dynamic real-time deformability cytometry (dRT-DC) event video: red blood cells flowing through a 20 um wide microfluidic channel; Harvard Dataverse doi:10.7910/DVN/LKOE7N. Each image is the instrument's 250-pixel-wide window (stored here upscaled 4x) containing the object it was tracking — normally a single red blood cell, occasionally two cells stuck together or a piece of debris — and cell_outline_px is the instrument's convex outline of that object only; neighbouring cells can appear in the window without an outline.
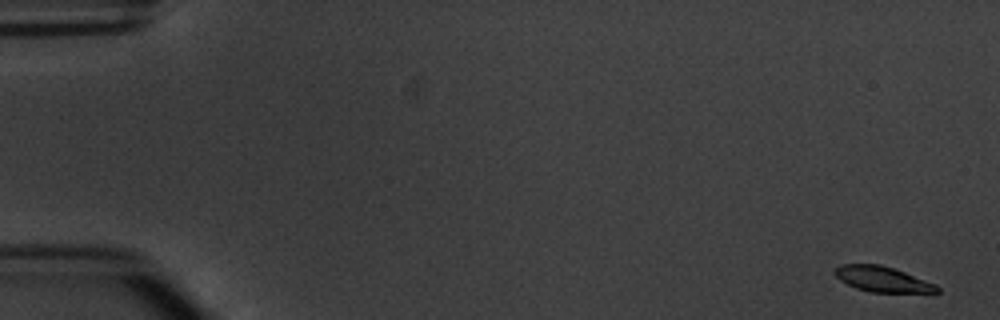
{"species": "common noctule bat (a hibernating species)", "species_latin": "Nyctalus noctula", "temperature_condition": "warm", "stored_images_in_passage": 5, "camera_frame_rate_fps": 3000, "um_per_image_px": 0.085, "animal": {"sex": "male", "body_mass_g": 20.1, "forearm_length_mm": 53.5}, "frame": {"image": 1, "passage_image": 1, "time_ms": 0.0, "image_size_px": [1000, 320], "cell_outline_px": [[940, 292], [932, 296], [872, 292], [856, 288], [840, 280], [832, 272], [840, 264], [880, 264], [904, 272], [936, 284], [940, 288]], "centroid_in_image_um": [75.16, 23.8], "position_along_channel_um": 9.8, "area_um2": 15.95}}
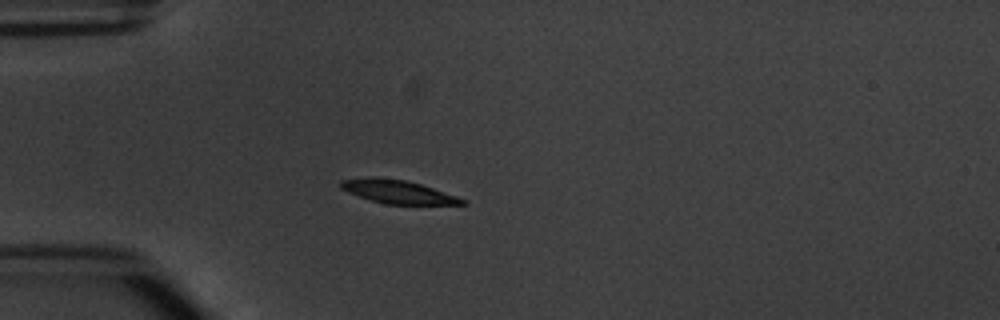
{"frame": {"image": 2, "passage_image": 5, "time_ms": 4.667, "image_size_px": [1000, 320], "cell_outline_px": [[468, 204], [384, 204], [348, 192], [340, 188], [340, 180], [368, 176], [376, 176], [404, 180], [420, 184], [468, 200]], "centroid_in_image_um": [33.79, 16.29], "position_along_channel_um": 51.2, "area_um2": 16.47}}